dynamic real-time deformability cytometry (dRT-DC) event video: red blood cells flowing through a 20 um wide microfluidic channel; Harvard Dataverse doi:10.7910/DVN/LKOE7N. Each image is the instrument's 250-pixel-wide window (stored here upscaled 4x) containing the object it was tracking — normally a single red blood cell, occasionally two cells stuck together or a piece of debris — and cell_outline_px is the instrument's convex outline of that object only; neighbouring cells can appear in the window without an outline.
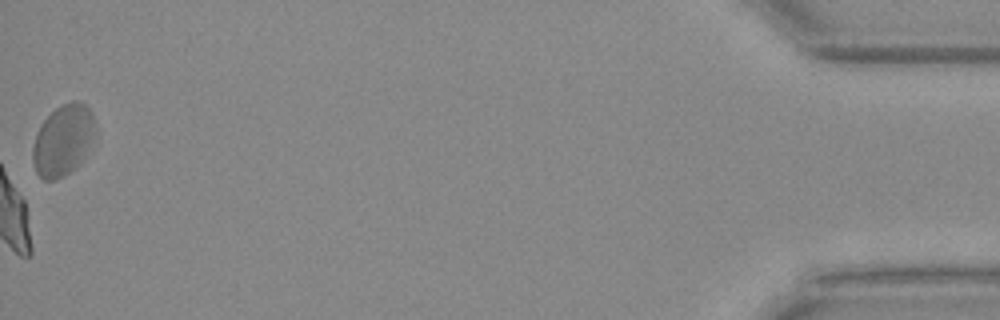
{"species": "Egyptian fruit bat (a non-hibernating species)", "species_latin": "Rousettus aegyptiacus", "temperature_condition": "warm", "stored_images_in_passage": 54, "camera_frame_rate_fps": 3000, "um_per_image_px": 0.085, "animal": {"sex": "female"}, "frame": {"image": 1, "passage_image": 54, "time_ms": 17.667, "image_size_px": [1000, 320], "cell_outline_px": [[96, 132], [80, 160], [68, 172], [52, 180], [44, 180], [36, 172], [32, 160], [32, 148], [36, 132], [40, 124], [60, 104], [72, 100], [80, 100], [92, 112], [96, 124]], "centroid_in_image_um": [5.33, 11.85], "position_along_channel_um": 429.9, "area_um2": 25.55}}